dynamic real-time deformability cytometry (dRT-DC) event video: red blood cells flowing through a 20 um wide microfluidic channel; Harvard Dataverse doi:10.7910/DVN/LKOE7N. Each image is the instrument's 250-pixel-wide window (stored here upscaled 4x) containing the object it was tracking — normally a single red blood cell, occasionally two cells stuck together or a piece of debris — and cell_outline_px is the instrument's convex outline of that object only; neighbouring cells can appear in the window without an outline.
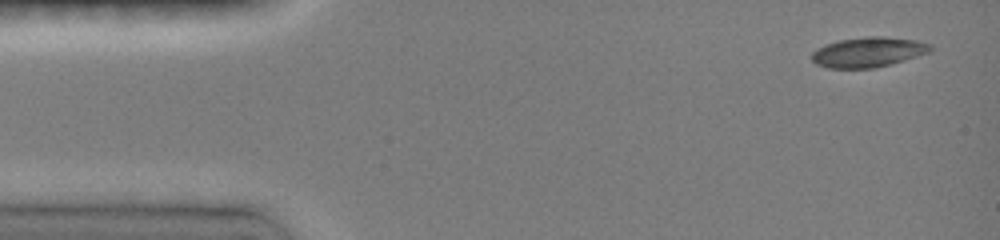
{"species": "common noctule bat (a hibernating species)", "species_latin": "Nyctalus noctula", "temperature_condition": "room temperature", "stored_images_in_passage": 5, "camera_frame_rate_fps": 3000, "um_per_image_px": 0.085, "animal": {"sex": "female", "body_mass_g": 19.0, "forearm_length_mm": 51.5}, "frame": {"image": 1, "passage_image": 1, "time_ms": 0.0, "image_size_px": [1000, 240], "cell_outline_px": [[932, 48], [928, 52], [904, 60], [872, 68], [828, 68], [816, 64], [812, 60], [812, 52], [816, 48], [840, 40], [864, 36], [884, 36], [916, 40], [932, 44]], "centroid_in_image_um": [73.78, 4.42], "position_along_channel_um": 11.2, "area_um2": 20.58}}